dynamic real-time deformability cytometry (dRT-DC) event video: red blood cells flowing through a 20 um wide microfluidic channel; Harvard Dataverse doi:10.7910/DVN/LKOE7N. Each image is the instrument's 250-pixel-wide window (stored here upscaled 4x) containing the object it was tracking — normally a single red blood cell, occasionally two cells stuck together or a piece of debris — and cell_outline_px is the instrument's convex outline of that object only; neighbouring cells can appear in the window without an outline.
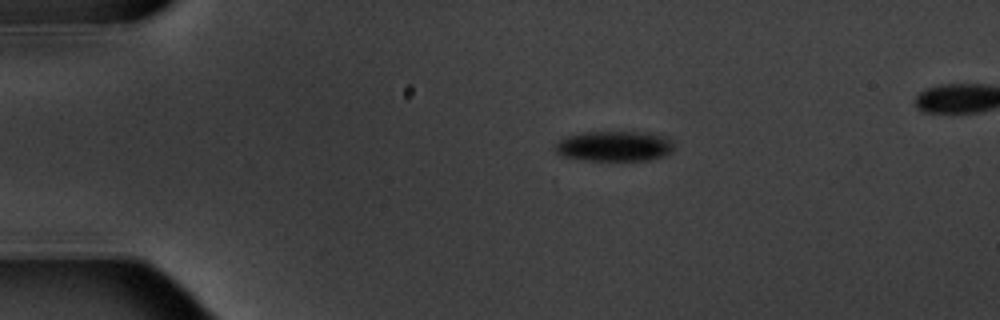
{"species": "common noctule bat (a hibernating species)", "species_latin": "Nyctalus noctula", "temperature_condition": "warm", "stored_images_in_passage": 4, "segment_of_instrument_passage": [1, 2], "camera_frame_rate_fps": 3000, "um_per_image_px": 0.085, "animal": {"sex": "male", "body_mass_g": 20.1, "forearm_length_mm": 53.5}, "frame": {"image": 1, "passage_image": 1, "time_ms": 0.0, "image_size_px": [1000, 320], "cell_outline_px": [[672, 152], [664, 156], [648, 160], [584, 160], [564, 156], [556, 152], [556, 144], [560, 140], [568, 136], [584, 132], [644, 132], [664, 136], [672, 144]], "centroid_in_image_um": [52.22, 12.42], "position_along_channel_um": 32.8, "area_um2": 20.63}}